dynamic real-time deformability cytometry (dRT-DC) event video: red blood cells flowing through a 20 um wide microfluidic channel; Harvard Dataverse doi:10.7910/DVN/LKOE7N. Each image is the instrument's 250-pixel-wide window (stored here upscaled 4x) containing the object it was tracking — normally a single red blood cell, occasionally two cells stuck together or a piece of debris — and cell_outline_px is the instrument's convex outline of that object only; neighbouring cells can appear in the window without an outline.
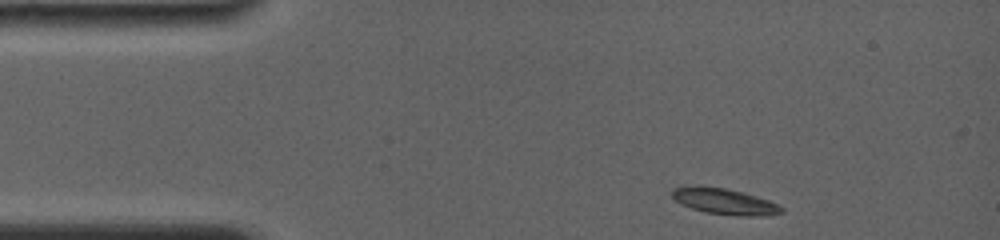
{"species": "common noctule bat (a hibernating species)", "species_latin": "Nyctalus noctula", "temperature_condition": "room temperature", "stored_images_in_passage": 4, "camera_frame_rate_fps": 4000, "um_per_image_px": 0.085, "animal": {"sex": "female", "body_mass_g": 19.0, "forearm_length_mm": 56.7}, "frame": {"image": 1, "passage_image": 1, "time_ms": 0.0, "image_size_px": [1000, 240], "cell_outline_px": [[784, 212], [768, 216], [748, 216], [704, 212], [680, 204], [672, 196], [672, 188], [696, 184], [700, 184], [724, 188], [756, 196], [768, 200], [784, 208]], "centroid_in_image_um": [61.55, 17.1], "position_along_channel_um": 23.5, "area_um2": 16.65}}
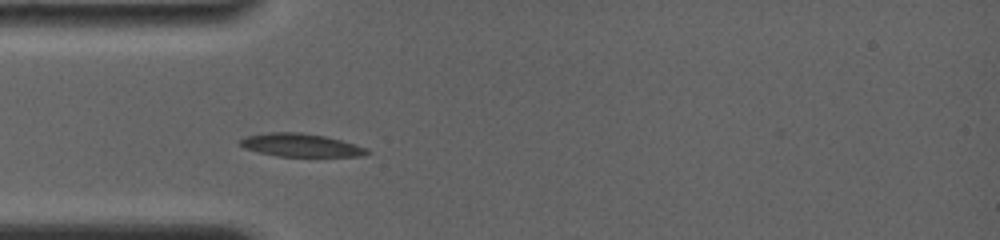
{"frame": {"image": 2, "passage_image": 4, "time_ms": 2.5, "image_size_px": [1000, 240], "cell_outline_px": [[372, 152], [364, 156], [276, 156], [244, 148], [240, 144], [240, 140], [248, 136], [268, 132], [300, 132], [324, 136], [340, 140], [368, 148]], "centroid_in_image_um": [25.61, 12.34], "position_along_channel_um": 59.4, "area_um2": 16.94}}